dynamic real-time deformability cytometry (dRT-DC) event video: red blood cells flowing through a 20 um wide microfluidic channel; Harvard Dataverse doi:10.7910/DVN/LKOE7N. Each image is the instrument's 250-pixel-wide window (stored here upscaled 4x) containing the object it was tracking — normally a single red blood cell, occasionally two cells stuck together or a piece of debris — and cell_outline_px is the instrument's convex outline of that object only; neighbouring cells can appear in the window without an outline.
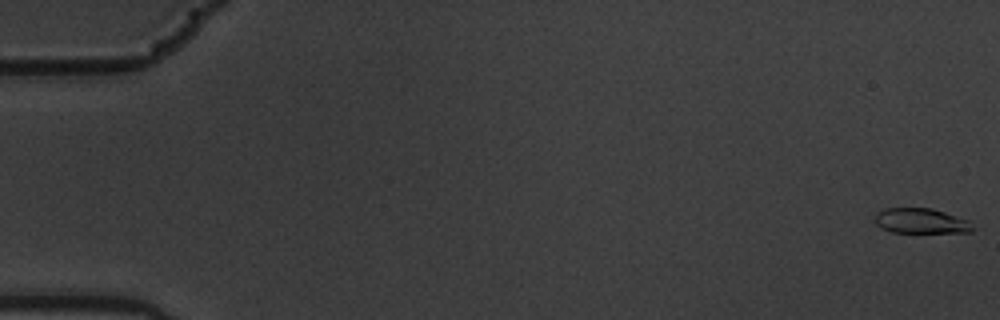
{"species": "common noctule bat (a hibernating species)", "species_latin": "Nyctalus noctula", "temperature_condition": "warm", "stored_images_in_passage": 6, "camera_frame_rate_fps": 3000, "um_per_image_px": 0.085, "animal": {"sex": "male", "body_mass_g": 19.5, "forearm_length_mm": 54.6}, "frame": {"image": 1, "passage_image": 1, "time_ms": 0.0, "image_size_px": [1000, 320], "cell_outline_px": [[972, 232], [892, 232], [880, 228], [876, 224], [876, 212], [884, 208], [932, 208], [968, 220], [972, 228]], "centroid_in_image_um": [78.23, 18.77], "position_along_channel_um": 6.8, "area_um2": 14.16}}
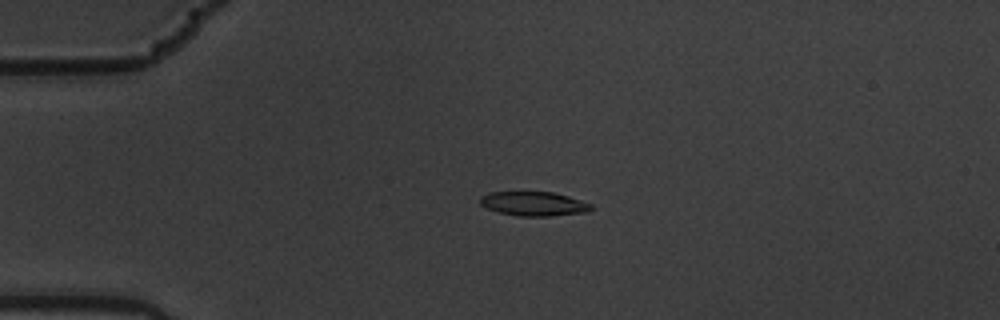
{"frame": {"image": 2, "passage_image": 5, "time_ms": 1.333, "image_size_px": [1000, 320], "cell_outline_px": [[592, 208], [588, 212], [552, 216], [520, 216], [500, 212], [488, 208], [480, 204], [480, 196], [488, 192], [552, 192], [568, 196], [592, 204]], "centroid_in_image_um": [45.38, 17.32], "position_along_channel_um": 39.6, "area_um2": 15.61}}